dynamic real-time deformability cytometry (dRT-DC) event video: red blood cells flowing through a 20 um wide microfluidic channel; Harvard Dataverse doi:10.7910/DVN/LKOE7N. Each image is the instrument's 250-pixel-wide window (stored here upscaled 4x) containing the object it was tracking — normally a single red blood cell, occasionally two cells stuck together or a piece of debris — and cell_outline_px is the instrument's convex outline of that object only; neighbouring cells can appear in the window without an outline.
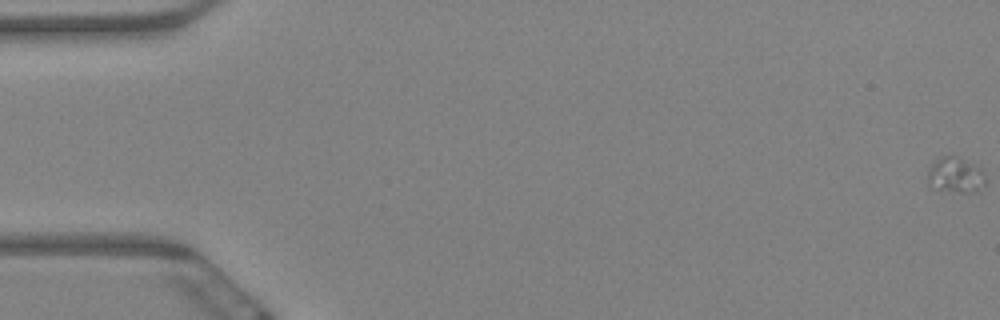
{"species": "Egyptian fruit bat (a non-hibernating species)", "species_latin": "Rousettus aegyptiacus", "temperature_condition": "warm", "stored_images_in_passage": 6, "camera_frame_rate_fps": 3000, "um_per_image_px": 0.085, "animal": {"sex": "female"}, "frame": {"image": 1, "passage_image": 1, "time_ms": 0.0, "image_size_px": [1000, 320], "cell_outline_px": [[984, 184], [976, 192], [964, 192], [940, 188], [928, 184], [928, 172], [932, 164], [940, 156], [952, 156], [972, 164], [980, 168], [984, 172]], "centroid_in_image_um": [81.22, 14.88], "position_along_channel_um": 3.8, "area_um2": 11.33}}